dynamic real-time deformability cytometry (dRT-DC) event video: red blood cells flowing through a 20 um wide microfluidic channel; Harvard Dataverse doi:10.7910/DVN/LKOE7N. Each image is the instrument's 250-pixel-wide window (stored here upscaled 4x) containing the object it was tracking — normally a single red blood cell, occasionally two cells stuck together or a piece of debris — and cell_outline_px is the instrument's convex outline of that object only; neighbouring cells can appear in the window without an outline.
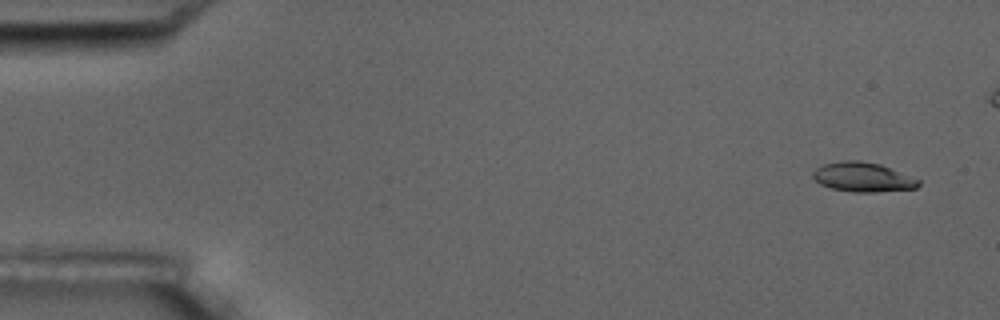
{"species": "common noctule bat (a hibernating species)", "species_latin": "Nyctalus noctula", "temperature_condition": "room temperature", "stored_images_in_passage": 5, "camera_frame_rate_fps": 3000, "um_per_image_px": 0.085, "animal": {"sex": "male", "body_mass_g": 17.5, "forearm_length_mm": 52.3}, "frame": {"image": 1, "passage_image": 1, "time_ms": 0.0, "image_size_px": [1000, 320], "cell_outline_px": [[920, 184], [916, 188], [876, 192], [852, 192], [832, 188], [820, 184], [812, 176], [812, 172], [816, 168], [824, 164], [844, 160], [860, 160], [880, 164], [920, 180]], "centroid_in_image_um": [73.33, 15.05], "position_along_channel_um": 11.7, "area_um2": 18.03}}